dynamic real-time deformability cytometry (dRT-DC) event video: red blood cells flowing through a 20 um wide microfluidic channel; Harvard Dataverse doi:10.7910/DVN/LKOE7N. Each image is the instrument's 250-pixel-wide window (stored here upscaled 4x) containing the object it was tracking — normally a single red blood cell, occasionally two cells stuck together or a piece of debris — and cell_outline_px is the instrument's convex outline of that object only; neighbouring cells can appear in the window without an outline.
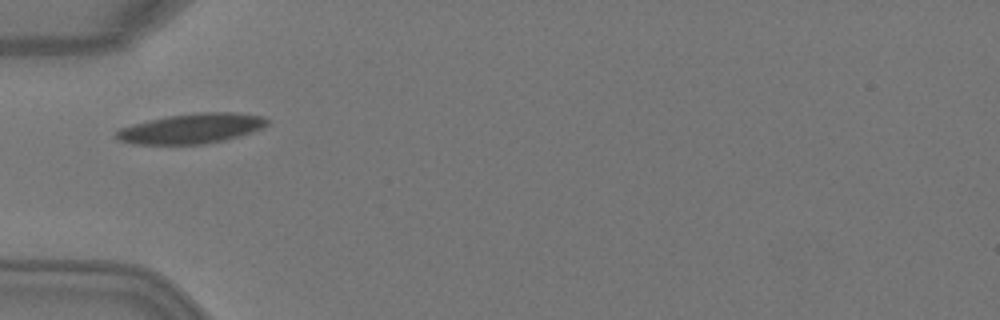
{"species": "Egyptian fruit bat (a non-hibernating species)", "species_latin": "Rousettus aegyptiacus", "temperature_condition": "warm", "stored_images_in_passage": 1, "camera_frame_rate_fps": 3000, "um_per_image_px": 0.085, "animal": {"sex": "female"}, "frame": {"image": 1, "passage_image": 1, "time_ms": 0.0, "image_size_px": [1000, 320], "cell_outline_px": [[268, 124], [264, 128], [240, 136], [224, 140], [204, 144], [132, 144], [116, 140], [112, 136], [120, 128], [132, 124], [148, 120], [168, 116], [196, 112], [236, 112], [264, 116], [268, 120]], "centroid_in_image_um": [16.27, 10.92], "position_along_channel_um": 68.7, "area_um2": 26.7}}